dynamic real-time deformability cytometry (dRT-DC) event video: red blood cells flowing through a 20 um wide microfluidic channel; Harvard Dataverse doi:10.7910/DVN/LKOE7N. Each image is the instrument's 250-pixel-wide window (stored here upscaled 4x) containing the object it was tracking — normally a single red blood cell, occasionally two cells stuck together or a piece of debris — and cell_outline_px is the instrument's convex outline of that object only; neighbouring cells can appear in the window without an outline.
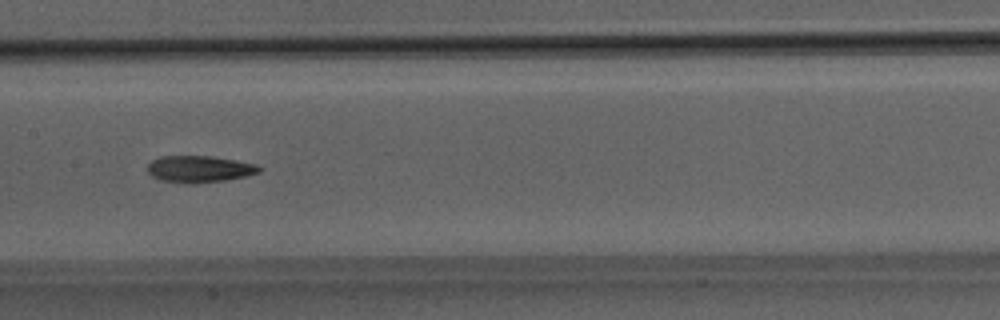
{"species": "Egyptian fruit bat (a non-hibernating species)", "species_latin": "Rousettus aegyptiacus", "temperature_condition": "room temperature", "stored_images_in_passage": 52, "segment_of_instrument_passage": [1, 2], "camera_frame_rate_fps": 3000, "um_per_image_px": 0.085, "animal": {"sex": "male"}, "frame": {"image": 1, "passage_image": 26, "time_ms": 8.333, "image_size_px": [1000, 320], "cell_outline_px": [[264, 168], [260, 172], [228, 180], [164, 180], [152, 176], [148, 172], [148, 164], [152, 160], [160, 156], [208, 156], [236, 160], [256, 164]], "centroid_in_image_um": [17.0, 14.3], "position_along_channel_um": 190.4, "area_um2": 16.42}}
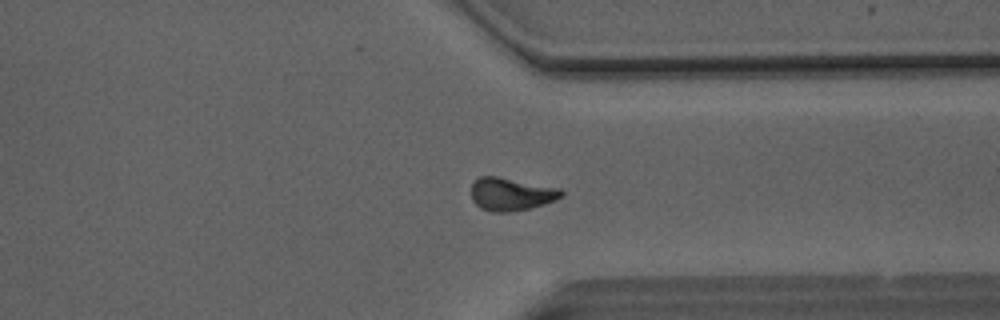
{"frame": {"image": 2, "passage_image": 39, "time_ms": 12.667, "image_size_px": [1000, 320], "cell_outline_px": [[564, 196], [556, 200], [544, 204], [528, 208], [508, 212], [492, 212], [480, 208], [472, 200], [472, 184], [480, 176], [496, 176], [560, 188], [564, 192]], "centroid_in_image_um": [43.46, 16.5], "position_along_channel_um": 367.9, "area_um2": 17.22}}
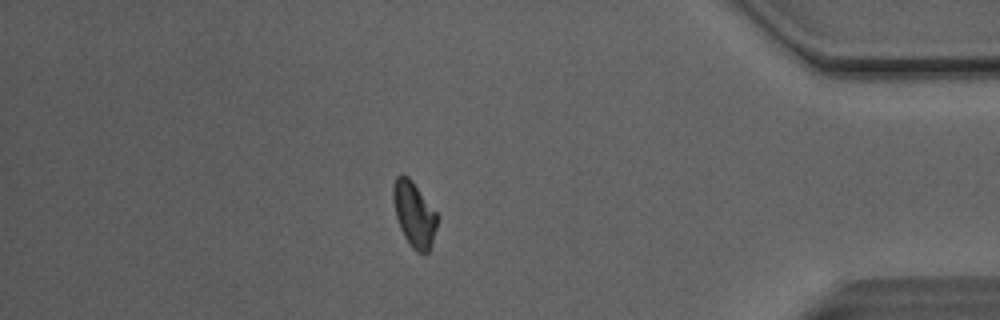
{"frame": {"image": 3, "passage_image": 44, "time_ms": 14.333, "image_size_px": [1000, 320], "cell_outline_px": [[440, 216], [432, 244], [428, 252], [416, 252], [412, 248], [404, 236], [400, 228], [396, 216], [392, 196], [392, 188], [396, 176], [408, 176], [412, 180]], "centroid_in_image_um": [35.22, 18.21], "position_along_channel_um": 400.0, "area_um2": 16.88}}